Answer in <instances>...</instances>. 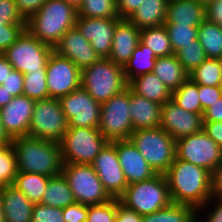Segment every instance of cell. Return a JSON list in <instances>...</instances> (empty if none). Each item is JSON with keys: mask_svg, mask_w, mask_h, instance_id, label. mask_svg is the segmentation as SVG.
<instances>
[{"mask_svg": "<svg viewBox=\"0 0 222 222\" xmlns=\"http://www.w3.org/2000/svg\"><path fill=\"white\" fill-rule=\"evenodd\" d=\"M172 202L196 210L210 198L211 173L197 165L175 158L164 173Z\"/></svg>", "mask_w": 222, "mask_h": 222, "instance_id": "obj_1", "label": "cell"}, {"mask_svg": "<svg viewBox=\"0 0 222 222\" xmlns=\"http://www.w3.org/2000/svg\"><path fill=\"white\" fill-rule=\"evenodd\" d=\"M17 172L55 177L62 174L63 159L58 142L23 136L13 138Z\"/></svg>", "mask_w": 222, "mask_h": 222, "instance_id": "obj_2", "label": "cell"}, {"mask_svg": "<svg viewBox=\"0 0 222 222\" xmlns=\"http://www.w3.org/2000/svg\"><path fill=\"white\" fill-rule=\"evenodd\" d=\"M77 9L63 0H47L26 21V29L41 42L52 47L76 24Z\"/></svg>", "mask_w": 222, "mask_h": 222, "instance_id": "obj_3", "label": "cell"}, {"mask_svg": "<svg viewBox=\"0 0 222 222\" xmlns=\"http://www.w3.org/2000/svg\"><path fill=\"white\" fill-rule=\"evenodd\" d=\"M123 67L109 58H100L81 71V87L102 104L127 88Z\"/></svg>", "mask_w": 222, "mask_h": 222, "instance_id": "obj_4", "label": "cell"}, {"mask_svg": "<svg viewBox=\"0 0 222 222\" xmlns=\"http://www.w3.org/2000/svg\"><path fill=\"white\" fill-rule=\"evenodd\" d=\"M129 140L156 174H164L176 158V140L161 127L134 130Z\"/></svg>", "mask_w": 222, "mask_h": 222, "instance_id": "obj_5", "label": "cell"}, {"mask_svg": "<svg viewBox=\"0 0 222 222\" xmlns=\"http://www.w3.org/2000/svg\"><path fill=\"white\" fill-rule=\"evenodd\" d=\"M118 199L126 208L142 216L173 203L164 174H156L148 180L128 185Z\"/></svg>", "mask_w": 222, "mask_h": 222, "instance_id": "obj_6", "label": "cell"}, {"mask_svg": "<svg viewBox=\"0 0 222 222\" xmlns=\"http://www.w3.org/2000/svg\"><path fill=\"white\" fill-rule=\"evenodd\" d=\"M109 141L97 128L68 127L59 142L64 164H91Z\"/></svg>", "mask_w": 222, "mask_h": 222, "instance_id": "obj_7", "label": "cell"}, {"mask_svg": "<svg viewBox=\"0 0 222 222\" xmlns=\"http://www.w3.org/2000/svg\"><path fill=\"white\" fill-rule=\"evenodd\" d=\"M54 47L41 42L25 29L3 55L14 70L23 74L46 71Z\"/></svg>", "mask_w": 222, "mask_h": 222, "instance_id": "obj_8", "label": "cell"}, {"mask_svg": "<svg viewBox=\"0 0 222 222\" xmlns=\"http://www.w3.org/2000/svg\"><path fill=\"white\" fill-rule=\"evenodd\" d=\"M130 89L101 104V117L98 130L109 142L129 140L133 132L130 117Z\"/></svg>", "mask_w": 222, "mask_h": 222, "instance_id": "obj_9", "label": "cell"}, {"mask_svg": "<svg viewBox=\"0 0 222 222\" xmlns=\"http://www.w3.org/2000/svg\"><path fill=\"white\" fill-rule=\"evenodd\" d=\"M62 174L69 183L76 203L94 205L113 199L91 164H64Z\"/></svg>", "mask_w": 222, "mask_h": 222, "instance_id": "obj_10", "label": "cell"}, {"mask_svg": "<svg viewBox=\"0 0 222 222\" xmlns=\"http://www.w3.org/2000/svg\"><path fill=\"white\" fill-rule=\"evenodd\" d=\"M68 129V121L56 98L37 100L29 126V136L60 142Z\"/></svg>", "mask_w": 222, "mask_h": 222, "instance_id": "obj_11", "label": "cell"}, {"mask_svg": "<svg viewBox=\"0 0 222 222\" xmlns=\"http://www.w3.org/2000/svg\"><path fill=\"white\" fill-rule=\"evenodd\" d=\"M176 158L211 173L222 163V149L202 130L176 140Z\"/></svg>", "mask_w": 222, "mask_h": 222, "instance_id": "obj_12", "label": "cell"}, {"mask_svg": "<svg viewBox=\"0 0 222 222\" xmlns=\"http://www.w3.org/2000/svg\"><path fill=\"white\" fill-rule=\"evenodd\" d=\"M68 127L97 128L100 124L101 104L82 87L59 99Z\"/></svg>", "mask_w": 222, "mask_h": 222, "instance_id": "obj_13", "label": "cell"}, {"mask_svg": "<svg viewBox=\"0 0 222 222\" xmlns=\"http://www.w3.org/2000/svg\"><path fill=\"white\" fill-rule=\"evenodd\" d=\"M46 80L49 97L59 99L81 87V71L70 59L53 51L47 62Z\"/></svg>", "mask_w": 222, "mask_h": 222, "instance_id": "obj_14", "label": "cell"}, {"mask_svg": "<svg viewBox=\"0 0 222 222\" xmlns=\"http://www.w3.org/2000/svg\"><path fill=\"white\" fill-rule=\"evenodd\" d=\"M91 165L108 194L118 199L128 184L118 161L116 146L108 142Z\"/></svg>", "mask_w": 222, "mask_h": 222, "instance_id": "obj_15", "label": "cell"}, {"mask_svg": "<svg viewBox=\"0 0 222 222\" xmlns=\"http://www.w3.org/2000/svg\"><path fill=\"white\" fill-rule=\"evenodd\" d=\"M203 126V115L188 112L172 100L162 104L159 127L175 140L202 131Z\"/></svg>", "mask_w": 222, "mask_h": 222, "instance_id": "obj_16", "label": "cell"}, {"mask_svg": "<svg viewBox=\"0 0 222 222\" xmlns=\"http://www.w3.org/2000/svg\"><path fill=\"white\" fill-rule=\"evenodd\" d=\"M120 17L88 18L77 16L75 27L91 43L92 48L101 58H108L116 22Z\"/></svg>", "mask_w": 222, "mask_h": 222, "instance_id": "obj_17", "label": "cell"}, {"mask_svg": "<svg viewBox=\"0 0 222 222\" xmlns=\"http://www.w3.org/2000/svg\"><path fill=\"white\" fill-rule=\"evenodd\" d=\"M35 103L36 100L20 95L0 109L1 121L12 138L29 136Z\"/></svg>", "mask_w": 222, "mask_h": 222, "instance_id": "obj_18", "label": "cell"}, {"mask_svg": "<svg viewBox=\"0 0 222 222\" xmlns=\"http://www.w3.org/2000/svg\"><path fill=\"white\" fill-rule=\"evenodd\" d=\"M54 51L60 56L70 59L80 71L101 58L76 27L68 30L61 37L55 45Z\"/></svg>", "mask_w": 222, "mask_h": 222, "instance_id": "obj_19", "label": "cell"}, {"mask_svg": "<svg viewBox=\"0 0 222 222\" xmlns=\"http://www.w3.org/2000/svg\"><path fill=\"white\" fill-rule=\"evenodd\" d=\"M112 143L116 146L118 161L128 185L148 180L156 175L130 140L113 141Z\"/></svg>", "mask_w": 222, "mask_h": 222, "instance_id": "obj_20", "label": "cell"}, {"mask_svg": "<svg viewBox=\"0 0 222 222\" xmlns=\"http://www.w3.org/2000/svg\"><path fill=\"white\" fill-rule=\"evenodd\" d=\"M141 30L129 19H118L112 39L109 59L115 64L124 65L131 58L132 53L140 42Z\"/></svg>", "mask_w": 222, "mask_h": 222, "instance_id": "obj_21", "label": "cell"}, {"mask_svg": "<svg viewBox=\"0 0 222 222\" xmlns=\"http://www.w3.org/2000/svg\"><path fill=\"white\" fill-rule=\"evenodd\" d=\"M205 19V6L196 0H169L164 24L199 27Z\"/></svg>", "mask_w": 222, "mask_h": 222, "instance_id": "obj_22", "label": "cell"}, {"mask_svg": "<svg viewBox=\"0 0 222 222\" xmlns=\"http://www.w3.org/2000/svg\"><path fill=\"white\" fill-rule=\"evenodd\" d=\"M161 104L150 101L130 90V117L133 131L156 128L160 125Z\"/></svg>", "mask_w": 222, "mask_h": 222, "instance_id": "obj_23", "label": "cell"}, {"mask_svg": "<svg viewBox=\"0 0 222 222\" xmlns=\"http://www.w3.org/2000/svg\"><path fill=\"white\" fill-rule=\"evenodd\" d=\"M2 206L6 222H31L34 204L13 185L2 186Z\"/></svg>", "mask_w": 222, "mask_h": 222, "instance_id": "obj_24", "label": "cell"}, {"mask_svg": "<svg viewBox=\"0 0 222 222\" xmlns=\"http://www.w3.org/2000/svg\"><path fill=\"white\" fill-rule=\"evenodd\" d=\"M127 87L135 94L158 104L171 100V90L152 72L132 78Z\"/></svg>", "mask_w": 222, "mask_h": 222, "instance_id": "obj_25", "label": "cell"}, {"mask_svg": "<svg viewBox=\"0 0 222 222\" xmlns=\"http://www.w3.org/2000/svg\"><path fill=\"white\" fill-rule=\"evenodd\" d=\"M169 0H144L128 18L138 29L161 26L165 23Z\"/></svg>", "mask_w": 222, "mask_h": 222, "instance_id": "obj_26", "label": "cell"}, {"mask_svg": "<svg viewBox=\"0 0 222 222\" xmlns=\"http://www.w3.org/2000/svg\"><path fill=\"white\" fill-rule=\"evenodd\" d=\"M153 73L173 92L189 78L175 54L157 57Z\"/></svg>", "mask_w": 222, "mask_h": 222, "instance_id": "obj_27", "label": "cell"}, {"mask_svg": "<svg viewBox=\"0 0 222 222\" xmlns=\"http://www.w3.org/2000/svg\"><path fill=\"white\" fill-rule=\"evenodd\" d=\"M74 203H76V200L64 175L50 177L41 204L55 208H65Z\"/></svg>", "mask_w": 222, "mask_h": 222, "instance_id": "obj_28", "label": "cell"}, {"mask_svg": "<svg viewBox=\"0 0 222 222\" xmlns=\"http://www.w3.org/2000/svg\"><path fill=\"white\" fill-rule=\"evenodd\" d=\"M153 50L139 42L131 58L124 65L123 71L127 83L137 76L152 73L156 63Z\"/></svg>", "mask_w": 222, "mask_h": 222, "instance_id": "obj_29", "label": "cell"}, {"mask_svg": "<svg viewBox=\"0 0 222 222\" xmlns=\"http://www.w3.org/2000/svg\"><path fill=\"white\" fill-rule=\"evenodd\" d=\"M50 177L43 174L17 172L13 186L21 191L33 204L42 201Z\"/></svg>", "mask_w": 222, "mask_h": 222, "instance_id": "obj_30", "label": "cell"}, {"mask_svg": "<svg viewBox=\"0 0 222 222\" xmlns=\"http://www.w3.org/2000/svg\"><path fill=\"white\" fill-rule=\"evenodd\" d=\"M198 41L202 45L207 58L222 57V27L204 20L198 27Z\"/></svg>", "mask_w": 222, "mask_h": 222, "instance_id": "obj_31", "label": "cell"}, {"mask_svg": "<svg viewBox=\"0 0 222 222\" xmlns=\"http://www.w3.org/2000/svg\"><path fill=\"white\" fill-rule=\"evenodd\" d=\"M196 215L195 208L172 203L157 212L143 215L142 222H196Z\"/></svg>", "mask_w": 222, "mask_h": 222, "instance_id": "obj_32", "label": "cell"}, {"mask_svg": "<svg viewBox=\"0 0 222 222\" xmlns=\"http://www.w3.org/2000/svg\"><path fill=\"white\" fill-rule=\"evenodd\" d=\"M140 42L151 48L156 57L174 54L165 25L141 29Z\"/></svg>", "mask_w": 222, "mask_h": 222, "instance_id": "obj_33", "label": "cell"}, {"mask_svg": "<svg viewBox=\"0 0 222 222\" xmlns=\"http://www.w3.org/2000/svg\"><path fill=\"white\" fill-rule=\"evenodd\" d=\"M171 100L188 112L199 115L204 113L199 100L198 84L190 78L172 92Z\"/></svg>", "mask_w": 222, "mask_h": 222, "instance_id": "obj_34", "label": "cell"}, {"mask_svg": "<svg viewBox=\"0 0 222 222\" xmlns=\"http://www.w3.org/2000/svg\"><path fill=\"white\" fill-rule=\"evenodd\" d=\"M198 85L222 86V67L219 59L207 58L189 74Z\"/></svg>", "mask_w": 222, "mask_h": 222, "instance_id": "obj_35", "label": "cell"}, {"mask_svg": "<svg viewBox=\"0 0 222 222\" xmlns=\"http://www.w3.org/2000/svg\"><path fill=\"white\" fill-rule=\"evenodd\" d=\"M77 16L88 18L119 17L116 0H82Z\"/></svg>", "mask_w": 222, "mask_h": 222, "instance_id": "obj_36", "label": "cell"}, {"mask_svg": "<svg viewBox=\"0 0 222 222\" xmlns=\"http://www.w3.org/2000/svg\"><path fill=\"white\" fill-rule=\"evenodd\" d=\"M175 55L188 74L207 59L206 53L198 39L192 44L182 46Z\"/></svg>", "mask_w": 222, "mask_h": 222, "instance_id": "obj_37", "label": "cell"}, {"mask_svg": "<svg viewBox=\"0 0 222 222\" xmlns=\"http://www.w3.org/2000/svg\"><path fill=\"white\" fill-rule=\"evenodd\" d=\"M23 95L36 101L49 98L46 71L24 74Z\"/></svg>", "mask_w": 222, "mask_h": 222, "instance_id": "obj_38", "label": "cell"}, {"mask_svg": "<svg viewBox=\"0 0 222 222\" xmlns=\"http://www.w3.org/2000/svg\"><path fill=\"white\" fill-rule=\"evenodd\" d=\"M170 39L174 54L188 44L198 39V27L178 24H164Z\"/></svg>", "mask_w": 222, "mask_h": 222, "instance_id": "obj_39", "label": "cell"}, {"mask_svg": "<svg viewBox=\"0 0 222 222\" xmlns=\"http://www.w3.org/2000/svg\"><path fill=\"white\" fill-rule=\"evenodd\" d=\"M16 174L17 163L12 145L0 147V186L12 185Z\"/></svg>", "mask_w": 222, "mask_h": 222, "instance_id": "obj_40", "label": "cell"}, {"mask_svg": "<svg viewBox=\"0 0 222 222\" xmlns=\"http://www.w3.org/2000/svg\"><path fill=\"white\" fill-rule=\"evenodd\" d=\"M117 198L101 204L88 205L86 222H115Z\"/></svg>", "mask_w": 222, "mask_h": 222, "instance_id": "obj_41", "label": "cell"}, {"mask_svg": "<svg viewBox=\"0 0 222 222\" xmlns=\"http://www.w3.org/2000/svg\"><path fill=\"white\" fill-rule=\"evenodd\" d=\"M196 214V222H222V198H210Z\"/></svg>", "mask_w": 222, "mask_h": 222, "instance_id": "obj_42", "label": "cell"}, {"mask_svg": "<svg viewBox=\"0 0 222 222\" xmlns=\"http://www.w3.org/2000/svg\"><path fill=\"white\" fill-rule=\"evenodd\" d=\"M31 222H65L62 208H55L44 204H34Z\"/></svg>", "mask_w": 222, "mask_h": 222, "instance_id": "obj_43", "label": "cell"}, {"mask_svg": "<svg viewBox=\"0 0 222 222\" xmlns=\"http://www.w3.org/2000/svg\"><path fill=\"white\" fill-rule=\"evenodd\" d=\"M26 29V24H0V54H3Z\"/></svg>", "mask_w": 222, "mask_h": 222, "instance_id": "obj_44", "label": "cell"}, {"mask_svg": "<svg viewBox=\"0 0 222 222\" xmlns=\"http://www.w3.org/2000/svg\"><path fill=\"white\" fill-rule=\"evenodd\" d=\"M0 24H26L17 9L15 0H0Z\"/></svg>", "mask_w": 222, "mask_h": 222, "instance_id": "obj_45", "label": "cell"}, {"mask_svg": "<svg viewBox=\"0 0 222 222\" xmlns=\"http://www.w3.org/2000/svg\"><path fill=\"white\" fill-rule=\"evenodd\" d=\"M199 100L203 112L222 97V86L198 85Z\"/></svg>", "mask_w": 222, "mask_h": 222, "instance_id": "obj_46", "label": "cell"}, {"mask_svg": "<svg viewBox=\"0 0 222 222\" xmlns=\"http://www.w3.org/2000/svg\"><path fill=\"white\" fill-rule=\"evenodd\" d=\"M65 222H86L88 215V205L74 203L62 208Z\"/></svg>", "mask_w": 222, "mask_h": 222, "instance_id": "obj_47", "label": "cell"}, {"mask_svg": "<svg viewBox=\"0 0 222 222\" xmlns=\"http://www.w3.org/2000/svg\"><path fill=\"white\" fill-rule=\"evenodd\" d=\"M24 74L18 70H12L1 85L4 86L13 97L23 95Z\"/></svg>", "mask_w": 222, "mask_h": 222, "instance_id": "obj_48", "label": "cell"}, {"mask_svg": "<svg viewBox=\"0 0 222 222\" xmlns=\"http://www.w3.org/2000/svg\"><path fill=\"white\" fill-rule=\"evenodd\" d=\"M47 0H15L17 9L21 16L27 21L37 13Z\"/></svg>", "mask_w": 222, "mask_h": 222, "instance_id": "obj_49", "label": "cell"}, {"mask_svg": "<svg viewBox=\"0 0 222 222\" xmlns=\"http://www.w3.org/2000/svg\"><path fill=\"white\" fill-rule=\"evenodd\" d=\"M143 216L136 211L126 208L117 199V213L115 222H142Z\"/></svg>", "mask_w": 222, "mask_h": 222, "instance_id": "obj_50", "label": "cell"}, {"mask_svg": "<svg viewBox=\"0 0 222 222\" xmlns=\"http://www.w3.org/2000/svg\"><path fill=\"white\" fill-rule=\"evenodd\" d=\"M120 19H128L144 0H116Z\"/></svg>", "mask_w": 222, "mask_h": 222, "instance_id": "obj_51", "label": "cell"}, {"mask_svg": "<svg viewBox=\"0 0 222 222\" xmlns=\"http://www.w3.org/2000/svg\"><path fill=\"white\" fill-rule=\"evenodd\" d=\"M211 198H222V163L211 172Z\"/></svg>", "mask_w": 222, "mask_h": 222, "instance_id": "obj_52", "label": "cell"}, {"mask_svg": "<svg viewBox=\"0 0 222 222\" xmlns=\"http://www.w3.org/2000/svg\"><path fill=\"white\" fill-rule=\"evenodd\" d=\"M206 20L222 27V0H215L205 7Z\"/></svg>", "mask_w": 222, "mask_h": 222, "instance_id": "obj_53", "label": "cell"}, {"mask_svg": "<svg viewBox=\"0 0 222 222\" xmlns=\"http://www.w3.org/2000/svg\"><path fill=\"white\" fill-rule=\"evenodd\" d=\"M203 130L222 149V122H204Z\"/></svg>", "mask_w": 222, "mask_h": 222, "instance_id": "obj_54", "label": "cell"}, {"mask_svg": "<svg viewBox=\"0 0 222 222\" xmlns=\"http://www.w3.org/2000/svg\"><path fill=\"white\" fill-rule=\"evenodd\" d=\"M204 122H222V97L203 113Z\"/></svg>", "mask_w": 222, "mask_h": 222, "instance_id": "obj_55", "label": "cell"}, {"mask_svg": "<svg viewBox=\"0 0 222 222\" xmlns=\"http://www.w3.org/2000/svg\"><path fill=\"white\" fill-rule=\"evenodd\" d=\"M12 70V65L3 54H0V85L5 81Z\"/></svg>", "mask_w": 222, "mask_h": 222, "instance_id": "obj_56", "label": "cell"}, {"mask_svg": "<svg viewBox=\"0 0 222 222\" xmlns=\"http://www.w3.org/2000/svg\"><path fill=\"white\" fill-rule=\"evenodd\" d=\"M12 143H13V138L6 131L4 124L1 121V115H0V147L9 146L12 145Z\"/></svg>", "mask_w": 222, "mask_h": 222, "instance_id": "obj_57", "label": "cell"}, {"mask_svg": "<svg viewBox=\"0 0 222 222\" xmlns=\"http://www.w3.org/2000/svg\"><path fill=\"white\" fill-rule=\"evenodd\" d=\"M13 96L4 89L3 85H0V109L6 106L11 100Z\"/></svg>", "mask_w": 222, "mask_h": 222, "instance_id": "obj_58", "label": "cell"}, {"mask_svg": "<svg viewBox=\"0 0 222 222\" xmlns=\"http://www.w3.org/2000/svg\"><path fill=\"white\" fill-rule=\"evenodd\" d=\"M0 222H6L2 206V186H0Z\"/></svg>", "mask_w": 222, "mask_h": 222, "instance_id": "obj_59", "label": "cell"}, {"mask_svg": "<svg viewBox=\"0 0 222 222\" xmlns=\"http://www.w3.org/2000/svg\"><path fill=\"white\" fill-rule=\"evenodd\" d=\"M65 3L73 5L76 9L81 5L82 0H63Z\"/></svg>", "mask_w": 222, "mask_h": 222, "instance_id": "obj_60", "label": "cell"}, {"mask_svg": "<svg viewBox=\"0 0 222 222\" xmlns=\"http://www.w3.org/2000/svg\"><path fill=\"white\" fill-rule=\"evenodd\" d=\"M196 1L201 3L202 5H204L206 7L209 3H212L215 0H196Z\"/></svg>", "mask_w": 222, "mask_h": 222, "instance_id": "obj_61", "label": "cell"}, {"mask_svg": "<svg viewBox=\"0 0 222 222\" xmlns=\"http://www.w3.org/2000/svg\"><path fill=\"white\" fill-rule=\"evenodd\" d=\"M220 60V63H221V67H222V57L219 59Z\"/></svg>", "mask_w": 222, "mask_h": 222, "instance_id": "obj_62", "label": "cell"}]
</instances>
